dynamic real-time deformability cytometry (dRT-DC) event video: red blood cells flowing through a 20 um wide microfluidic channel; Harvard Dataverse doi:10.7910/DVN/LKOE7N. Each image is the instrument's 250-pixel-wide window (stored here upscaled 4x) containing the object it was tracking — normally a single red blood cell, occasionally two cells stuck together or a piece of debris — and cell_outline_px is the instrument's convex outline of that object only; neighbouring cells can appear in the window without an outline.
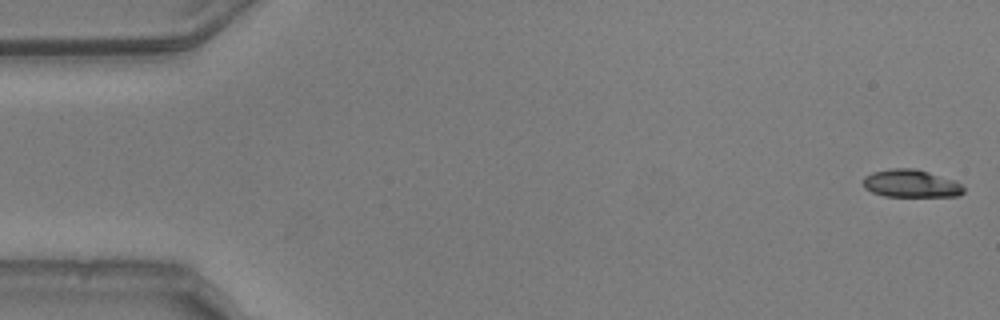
{"species": "common noctule bat (a hibernating species)", "species_latin": "Nyctalus noctula", "temperature_condition": "warm", "stored_images_in_passage": 54, "camera_frame_rate_fps": 3000, "um_per_image_px": 0.085, "animal": {"sex": "male", "body_mass_g": 20.5, "forearm_length_mm": 52.5}, "frame": {"image": 1, "passage_image": 1, "time_ms": 0.0, "image_size_px": [1000, 320], "cell_outline_px": [[964, 192], [960, 196], [884, 196], [872, 192], [864, 188], [864, 176], [872, 172], [892, 168], [916, 168], [956, 180], [964, 188]], "centroid_in_image_um": [77.45, 15.59], "position_along_channel_um": 7.6, "area_um2": 16.36}}
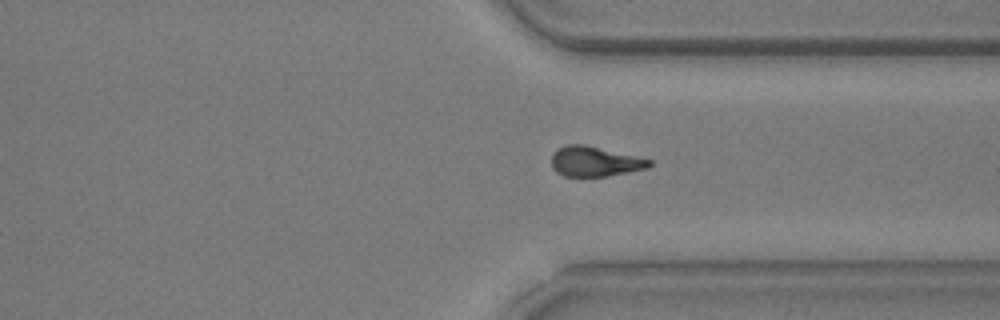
{"frame": {"image": 2, "passage_image": 40, "time_ms": 13.0, "image_size_px": [1000, 320], "cell_outline_px": [[652, 164], [648, 168], [628, 172], [604, 176], [564, 176], [556, 172], [552, 168], [552, 156], [556, 148], [568, 144], [584, 144], [636, 156], [652, 160]], "centroid_in_image_um": [50.54, 13.72], "position_along_channel_um": 360.9, "area_um2": 17.05}}
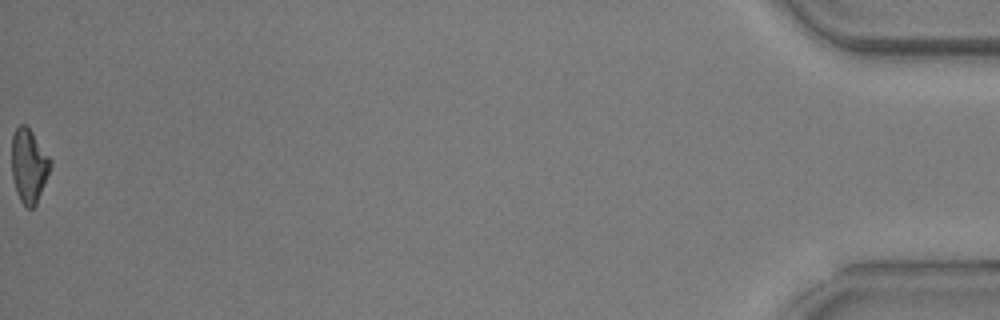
{"frame": {"image": 3, "passage_image": 54, "time_ms": 17.667, "image_size_px": [1000, 320], "cell_outline_px": [[52, 164], [36, 204], [32, 208], [28, 208], [20, 200], [16, 192], [12, 176], [12, 136], [16, 128], [20, 124], [24, 124], [32, 132], [52, 160]], "centroid_in_image_um": [2.45, 14.08], "position_along_channel_um": 432.8, "area_um2": 16.47}, "authors_computed_cell_mechanics": {"area_um2": 17.2244, "velocity_mm_per_s": 3.7843, "shape_relaxation_time_tau1_ms": 2.6226, "shape_relaxation_time_tau2_ms": 6.744, "deformation_change_tau1": 0.1665, "deformation_change_tau2": 0.1852}}